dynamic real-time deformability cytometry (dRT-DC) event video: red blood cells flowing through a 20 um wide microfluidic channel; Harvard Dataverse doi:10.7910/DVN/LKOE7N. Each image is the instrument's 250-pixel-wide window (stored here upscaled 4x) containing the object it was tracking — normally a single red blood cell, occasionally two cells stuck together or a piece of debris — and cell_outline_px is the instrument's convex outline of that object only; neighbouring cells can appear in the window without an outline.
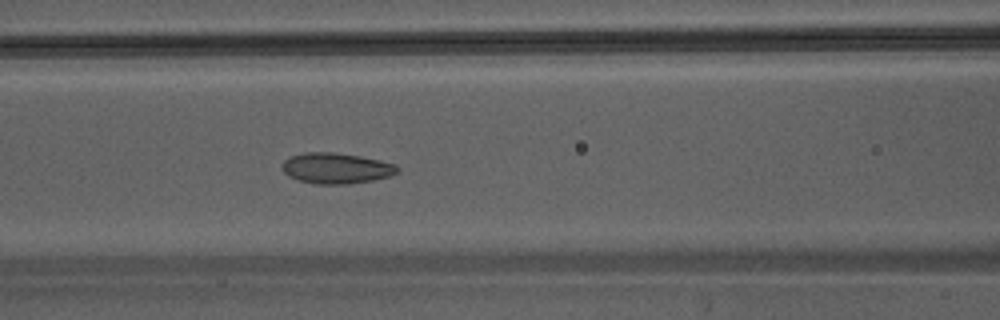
{"species": "Egyptian fruit bat (a non-hibernating species)", "species_latin": "Rousettus aegyptiacus", "temperature_condition": "warm", "stored_images_in_passage": 46, "camera_frame_rate_fps": 3000, "um_per_image_px": 0.085, "animal": {"sex": "male"}, "frame": {"image": 1, "passage_image": 21, "time_ms": 6.667, "image_size_px": [1000, 320], "cell_outline_px": [[400, 168], [396, 172], [388, 176], [372, 180], [348, 184], [316, 184], [300, 180], [288, 176], [284, 172], [284, 160], [288, 156], [304, 152], [332, 152], [360, 156], [380, 160], [396, 164]], "centroid_in_image_um": [28.57, 14.29], "position_along_channel_um": 138.0, "area_um2": 20.52}}
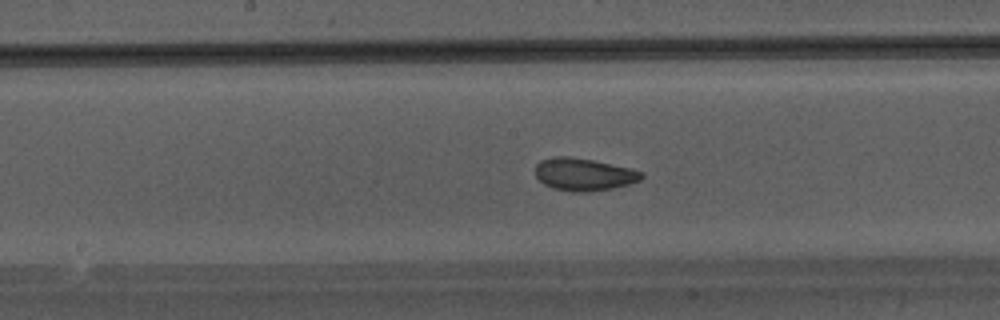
{"frame": {"image": 2, "passage_image": 25, "time_ms": 8.0, "image_size_px": [1000, 320], "cell_outline_px": [[644, 176], [640, 180], [628, 184], [612, 188], [592, 192], [572, 192], [552, 188], [544, 184], [536, 176], [536, 164], [540, 160], [556, 156], [568, 156], [592, 160], [628, 168], [644, 172]], "centroid_in_image_um": [49.61, 14.83], "position_along_channel_um": 198.6, "area_um2": 20.06}}
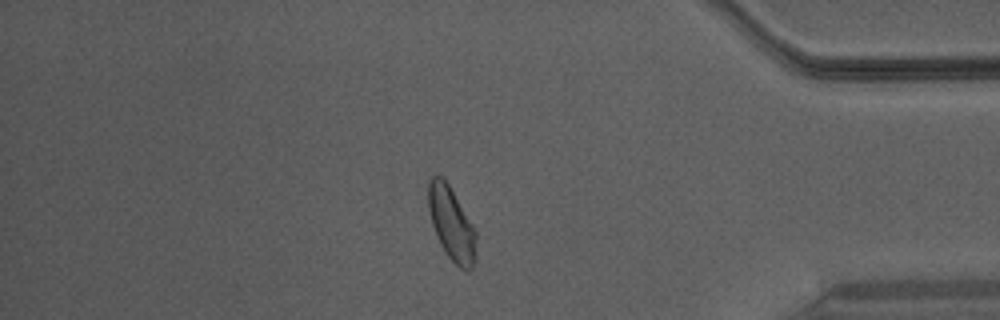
{"frame": {"image": 3, "passage_image": 40, "time_ms": 13.0, "image_size_px": [1000, 320], "cell_outline_px": [[476, 236], [472, 268], [468, 272], [460, 268], [448, 256], [440, 244], [436, 236], [432, 224], [428, 208], [428, 180], [432, 176], [440, 176], [448, 184], [472, 224], [476, 232]], "centroid_in_image_um": [38.34, 19.01], "position_along_channel_um": 396.9, "area_um2": 20.0}}